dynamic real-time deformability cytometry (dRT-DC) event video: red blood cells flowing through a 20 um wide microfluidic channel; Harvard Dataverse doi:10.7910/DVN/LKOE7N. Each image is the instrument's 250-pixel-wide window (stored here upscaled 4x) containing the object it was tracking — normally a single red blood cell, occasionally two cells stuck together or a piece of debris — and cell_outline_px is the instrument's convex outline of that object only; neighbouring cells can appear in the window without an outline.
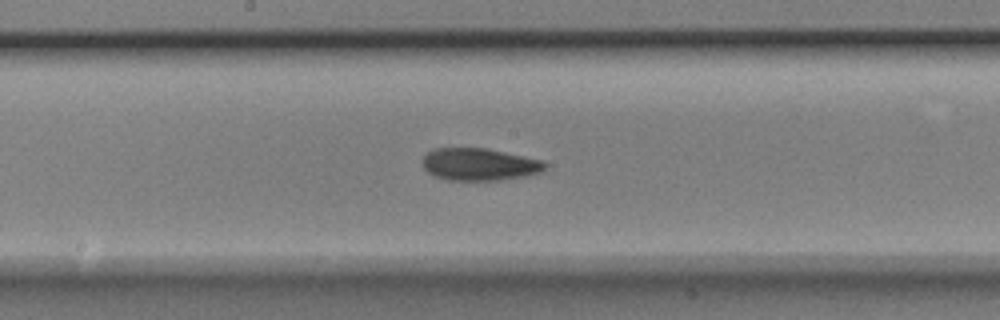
{"species": "Egyptian fruit bat (a non-hibernating species)", "species_latin": "Rousettus aegyptiacus", "temperature_condition": "room temperature", "stored_images_in_passage": 9, "camera_frame_rate_fps": 3000, "um_per_image_px": 0.085, "animal": {"sex": "male"}, "frame": {"image": 1, "passage_image": 9, "time_ms": 2.667, "image_size_px": [1000, 320], "cell_outline_px": [[548, 168], [540, 172], [528, 176], [500, 180], [444, 180], [432, 176], [424, 168], [420, 160], [432, 148], [484, 148], [544, 160], [548, 164]], "centroid_in_image_um": [40.74, 13.98], "position_along_channel_um": 207.5, "area_um2": 23.47}}